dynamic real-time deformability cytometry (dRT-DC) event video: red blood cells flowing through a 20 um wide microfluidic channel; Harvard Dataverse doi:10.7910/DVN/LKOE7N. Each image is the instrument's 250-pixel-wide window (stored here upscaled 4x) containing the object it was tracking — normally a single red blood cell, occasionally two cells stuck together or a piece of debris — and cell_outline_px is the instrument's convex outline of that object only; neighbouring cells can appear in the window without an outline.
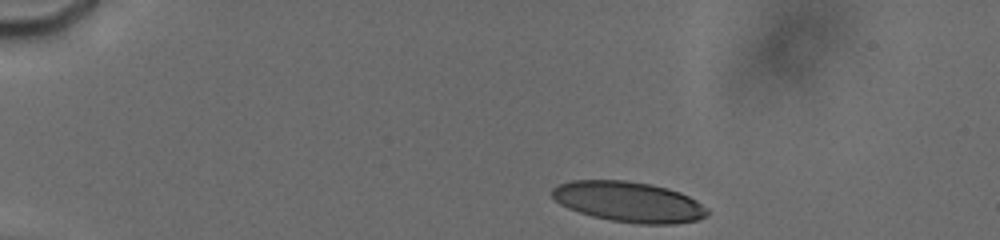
{"species": "human", "species_latin": "Homo sapiens", "temperature_condition": "cold", "stored_images_in_passage": 46, "camera_frame_rate_fps": 3000, "um_per_image_px": 0.085, "donor": {"sex": "male"}, "frame": {"image": 1, "passage_image": 1, "time_ms": 0.0, "image_size_px": [1000, 240], "cell_outline_px": [[708, 216], [696, 220], [676, 224], [640, 224], [612, 220], [592, 216], [568, 208], [560, 204], [552, 196], [552, 188], [560, 184], [572, 180], [628, 180], [652, 184], [668, 188], [680, 192], [696, 200], [708, 212]], "centroid_in_image_um": [53.44, 17.15], "position_along_channel_um": 31.6, "area_um2": 36.47}}
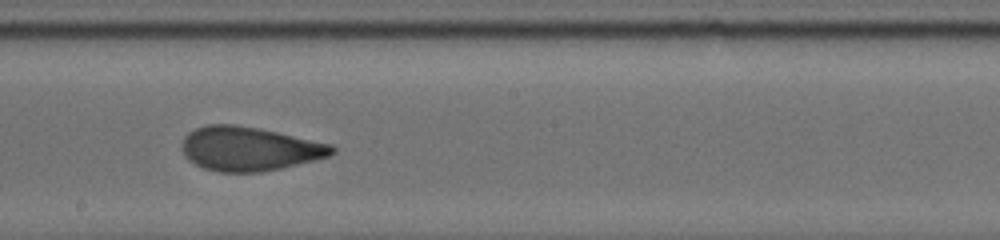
{"frame": {"image": 2, "passage_image": 32, "time_ms": 7.333, "image_size_px": [1000, 240], "cell_outline_px": [[336, 152], [328, 156], [316, 160], [280, 168], [260, 172], [220, 172], [204, 168], [188, 160], [184, 156], [180, 148], [180, 144], [184, 136], [188, 132], [196, 128], [208, 124], [232, 124], [260, 128], [332, 144], [336, 148]], "centroid_in_image_um": [21.16, 12.64], "position_along_channel_um": 227.0, "area_um2": 38.78}}
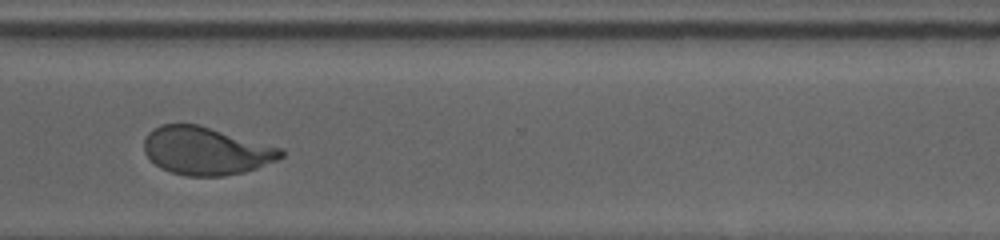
{"frame": {"image": 3, "passage_image": 45, "time_ms": 10.667, "image_size_px": [1000, 240], "cell_outline_px": [[284, 156], [276, 160], [256, 168], [244, 172], [224, 176], [188, 176], [172, 172], [160, 168], [144, 152], [144, 140], [148, 132], [160, 124], [200, 124], [284, 148]], "centroid_in_image_um": [17.53, 12.81], "position_along_channel_um": 353.1, "area_um2": 38.44}}